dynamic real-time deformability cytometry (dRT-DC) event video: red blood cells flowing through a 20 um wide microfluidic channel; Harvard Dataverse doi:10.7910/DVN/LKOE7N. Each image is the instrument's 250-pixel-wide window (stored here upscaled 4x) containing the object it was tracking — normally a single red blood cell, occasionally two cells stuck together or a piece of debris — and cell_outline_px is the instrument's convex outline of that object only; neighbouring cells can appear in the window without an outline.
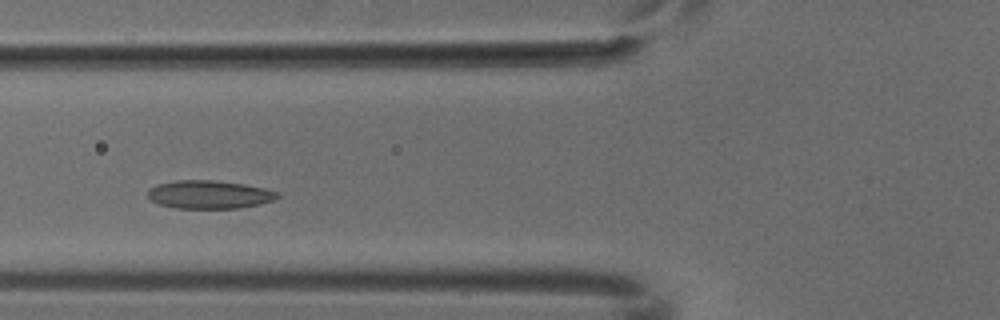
{"species": "common noctule bat (a hibernating species)", "species_latin": "Nyctalus noctula", "temperature_condition": "cold", "stored_images_in_passage": 3, "camera_frame_rate_fps": 3000, "um_per_image_px": 0.085, "animal": {"sex": "male", "body_mass_g": 18.8}, "frame": {"image": 1, "passage_image": 3, "time_ms": 0.667, "image_size_px": [1000, 320], "cell_outline_px": [[280, 196], [276, 200], [260, 204], [240, 208], [176, 208], [160, 204], [152, 200], [148, 196], [148, 188], [156, 184], [176, 180], [216, 180], [244, 184], [264, 188], [280, 192]], "centroid_in_image_um": [17.82, 16.53], "position_along_channel_um": 108.0, "area_um2": 21.5}}